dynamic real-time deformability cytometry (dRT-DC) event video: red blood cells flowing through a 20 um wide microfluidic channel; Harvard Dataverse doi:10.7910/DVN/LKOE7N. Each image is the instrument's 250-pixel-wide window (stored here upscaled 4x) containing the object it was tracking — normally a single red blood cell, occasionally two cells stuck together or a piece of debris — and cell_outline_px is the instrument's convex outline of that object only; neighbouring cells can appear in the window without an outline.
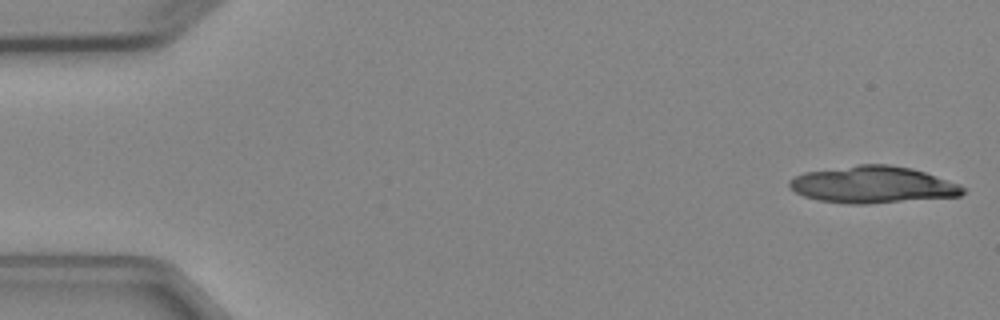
{"species": "Egyptian fruit bat (a non-hibernating species)", "species_latin": "Rousettus aegyptiacus", "temperature_condition": "cold", "stored_images_in_passage": 5, "camera_frame_rate_fps": 3000, "um_per_image_px": 0.085, "animal": {"sex": "female"}, "frame": {"image": 1, "passage_image": 1, "time_ms": 0.0, "image_size_px": [1000, 320], "cell_outline_px": [[968, 188], [960, 196], [868, 204], [848, 204], [820, 200], [804, 196], [788, 188], [788, 180], [804, 172], [860, 164], [888, 164], [912, 168], [960, 184]], "centroid_in_image_um": [74.19, 15.7], "position_along_channel_um": 10.8, "area_um2": 37.4}}